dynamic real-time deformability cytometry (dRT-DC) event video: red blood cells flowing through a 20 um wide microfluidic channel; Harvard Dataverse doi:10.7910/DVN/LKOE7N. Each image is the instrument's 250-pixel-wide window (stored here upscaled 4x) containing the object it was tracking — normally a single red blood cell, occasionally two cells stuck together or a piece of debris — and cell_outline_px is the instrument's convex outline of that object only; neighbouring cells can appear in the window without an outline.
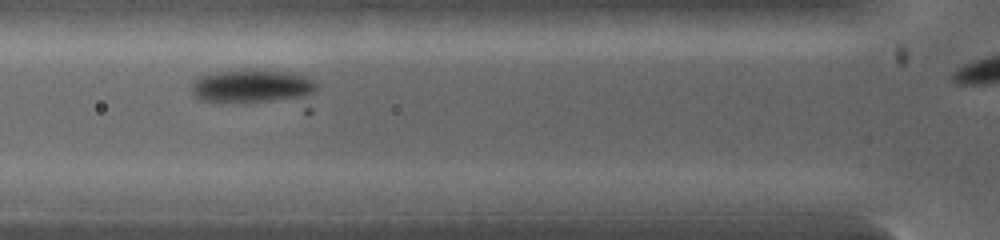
{"species": "common noctule bat (a hibernating species)", "species_latin": "Nyctalus noctula", "temperature_condition": "warm", "stored_images_in_passage": 11, "camera_frame_rate_fps": 5000, "um_per_image_px": 0.085, "animal": {"sex": "female", "body_mass_g": 19.0, "forearm_length_mm": 53.3}, "frame": {"image": 1, "passage_image": 7, "time_ms": 3.6, "image_size_px": [1000, 240], "cell_outline_px": [[316, 88], [312, 112], [308, 116], [200, 100], [192, 96], [192, 84], [200, 76], [212, 72], [244, 68], [284, 72], [304, 76], [312, 80], [316, 84]], "centroid_in_image_um": [21.92, 7.66], "position_along_channel_um": 103.9, "area_um2": 31.1}}